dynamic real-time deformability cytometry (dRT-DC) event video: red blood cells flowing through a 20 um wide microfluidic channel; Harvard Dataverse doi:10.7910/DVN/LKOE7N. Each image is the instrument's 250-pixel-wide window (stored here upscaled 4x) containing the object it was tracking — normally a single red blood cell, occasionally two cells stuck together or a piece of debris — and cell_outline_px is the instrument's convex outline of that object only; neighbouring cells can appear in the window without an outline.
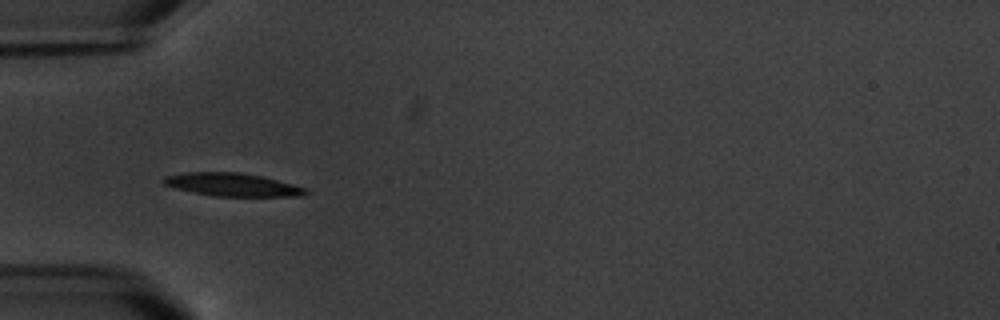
{"species": "common noctule bat (a hibernating species)", "species_latin": "Nyctalus noctula", "temperature_condition": "warm", "stored_images_in_passage": 6, "camera_frame_rate_fps": 3000, "um_per_image_px": 0.085, "animal": {"sex": "male", "body_mass_g": 20.1, "forearm_length_mm": 53.5}, "frame": {"image": 1, "passage_image": 5, "time_ms": 6.333, "image_size_px": [1000, 320], "cell_outline_px": [[308, 192], [304, 196], [216, 196], [176, 188], [164, 184], [160, 180], [164, 176], [188, 172], [240, 172], [260, 176], [292, 184], [304, 188]], "centroid_in_image_um": [19.72, 15.69], "position_along_channel_um": 65.3, "area_um2": 18.79}}